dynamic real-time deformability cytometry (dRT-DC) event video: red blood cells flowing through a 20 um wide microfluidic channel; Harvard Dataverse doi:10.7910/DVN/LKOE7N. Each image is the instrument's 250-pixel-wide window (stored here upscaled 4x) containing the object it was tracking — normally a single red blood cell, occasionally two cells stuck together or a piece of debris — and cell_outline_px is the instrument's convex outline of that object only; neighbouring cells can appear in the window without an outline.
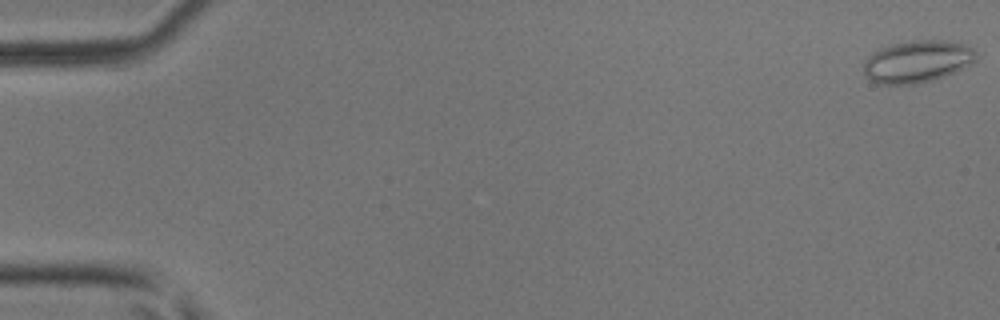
{"species": "common noctule bat (a hibernating species)", "species_latin": "Nyctalus noctula", "temperature_condition": "room temperature", "stored_images_in_passage": 6, "camera_frame_rate_fps": 3000, "um_per_image_px": 0.085, "animal": {"sex": "male", "body_mass_g": 17.9, "forearm_length_mm": 54.2}, "frame": {"image": 1, "passage_image": 1, "time_ms": 0.0, "image_size_px": [1000, 320], "cell_outline_px": [[976, 60], [972, 64], [944, 76], [932, 80], [916, 84], [880, 84], [872, 80], [864, 72], [864, 60], [872, 52], [880, 48], [892, 44], [912, 40], [948, 40], [964, 44], [976, 48]], "centroid_in_image_um": [78.0, 5.21], "position_along_channel_um": 7.0, "area_um2": 27.74}}